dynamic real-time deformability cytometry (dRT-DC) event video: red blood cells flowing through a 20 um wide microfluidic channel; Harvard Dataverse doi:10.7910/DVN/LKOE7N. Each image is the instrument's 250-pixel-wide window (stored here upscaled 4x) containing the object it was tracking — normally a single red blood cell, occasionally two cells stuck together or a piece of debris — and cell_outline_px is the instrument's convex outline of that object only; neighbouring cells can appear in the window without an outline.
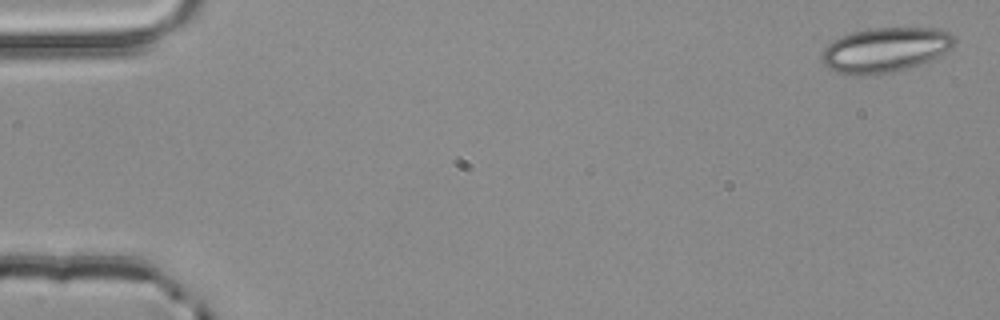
{"species": "common noctule bat (a hibernating species)", "species_latin": "Nyctalus noctula", "temperature_condition": "room temperature", "stored_images_in_passage": 4, "camera_frame_rate_fps": 3000, "um_per_image_px": 0.085, "animal": {"sex": "male", "body_mass_g": 20.4}, "frame": {"image": 1, "passage_image": 1, "time_ms": 0.0, "image_size_px": [1000, 320], "cell_outline_px": [[956, 44], [952, 48], [940, 56], [920, 64], [908, 68], [888, 72], [840, 72], [828, 68], [820, 60], [820, 52], [832, 40], [852, 32], [868, 28], [940, 28], [956, 36]], "centroid_in_image_um": [75.3, 4.18], "position_along_channel_um": 9.7, "area_um2": 34.16}}